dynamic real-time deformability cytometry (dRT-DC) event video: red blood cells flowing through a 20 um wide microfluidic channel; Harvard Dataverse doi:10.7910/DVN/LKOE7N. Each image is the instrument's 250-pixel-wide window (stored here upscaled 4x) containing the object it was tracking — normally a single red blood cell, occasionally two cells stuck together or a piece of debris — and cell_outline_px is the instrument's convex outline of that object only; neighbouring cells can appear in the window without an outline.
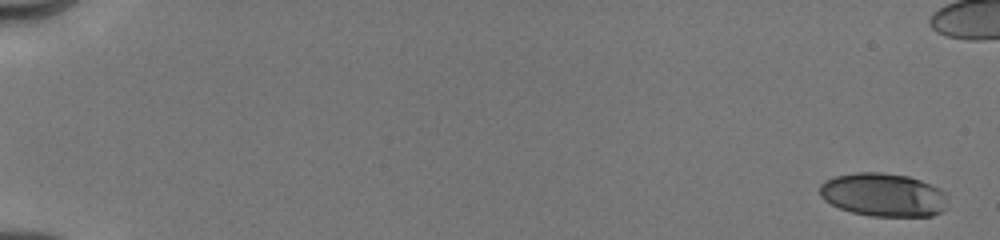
{"species": "human", "species_latin": "Homo sapiens", "temperature_condition": "cold", "stored_images_in_passage": 45, "camera_frame_rate_fps": 3000, "um_per_image_px": 0.085, "donor": {"sex": "male"}, "frame": {"image": 1, "passage_image": 1, "time_ms": 0.0, "image_size_px": [1000, 240], "cell_outline_px": [[944, 208], [940, 212], [932, 216], [872, 216], [852, 212], [840, 208], [824, 200], [820, 196], [820, 184], [824, 180], [836, 176], [856, 172], [880, 172], [908, 176], [920, 180], [940, 188], [944, 192]], "centroid_in_image_um": [75.04, 16.55], "position_along_channel_um": 10.0, "area_um2": 32.14}}
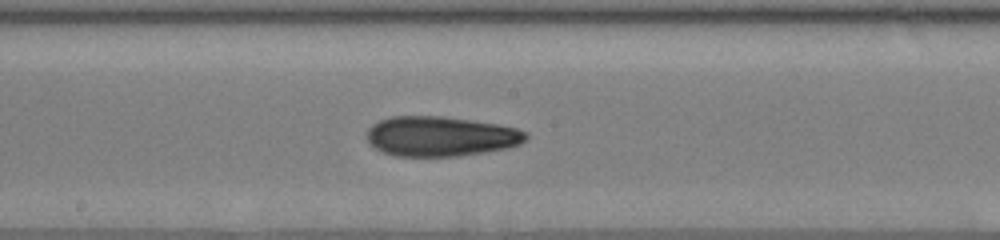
{"frame": {"image": 2, "passage_image": 22, "time_ms": 9.667, "image_size_px": [1000, 240], "cell_outline_px": [[528, 140], [520, 144], [508, 148], [484, 152], [456, 156], [396, 156], [380, 152], [368, 144], [364, 132], [372, 124], [380, 120], [392, 116], [444, 116], [496, 124], [516, 128], [528, 132]], "centroid_in_image_um": [37.41, 11.59], "position_along_channel_um": 210.8, "area_um2": 37.45}}
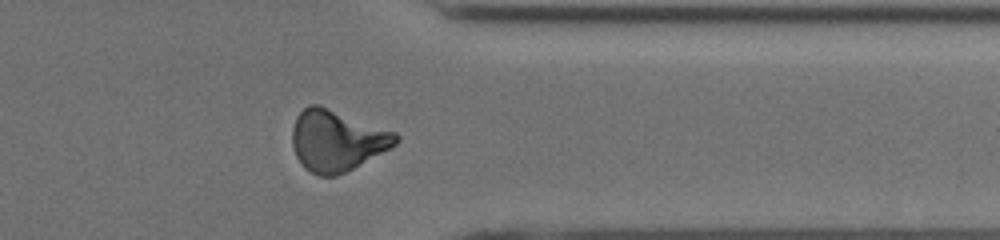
{"frame": {"image": 3, "passage_image": 35, "time_ms": 14.0, "image_size_px": [1000, 240], "cell_outline_px": [[400, 140], [396, 144], [352, 168], [336, 176], [320, 176], [304, 168], [296, 156], [292, 144], [292, 128], [296, 116], [308, 104], [320, 104], [396, 132], [400, 136]], "centroid_in_image_um": [28.61, 11.91], "position_along_channel_um": 382.8, "area_um2": 36.76}, "authors_computed_cell_mechanics": {"area_um2": 35.3736, "velocity_mm_per_s": 4.0398, "shape_relaxation_time_tau1_ms": 5.283, "shape_relaxation_time_tau2_ms": 3.949, "deformation_change_tau1": 0.1703, "deformation_change_tau2": 0.1302}}